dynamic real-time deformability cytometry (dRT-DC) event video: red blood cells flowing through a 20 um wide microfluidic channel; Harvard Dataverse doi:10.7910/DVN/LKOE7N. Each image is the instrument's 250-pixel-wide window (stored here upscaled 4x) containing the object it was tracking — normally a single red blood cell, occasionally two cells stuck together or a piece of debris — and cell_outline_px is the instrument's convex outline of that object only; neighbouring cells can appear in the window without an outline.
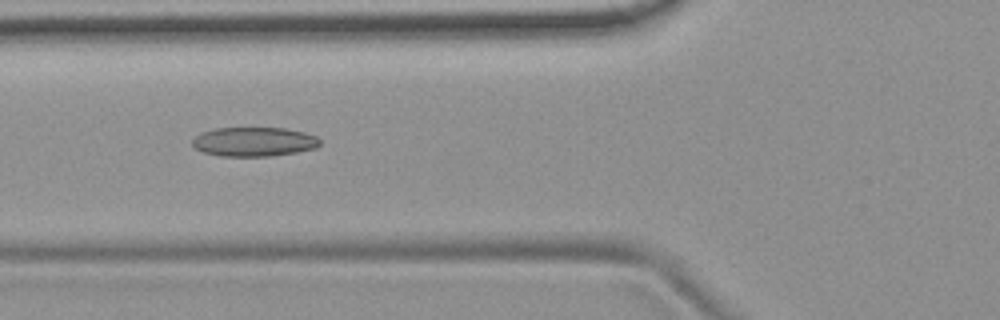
{"species": "common noctule bat (a hibernating species)", "species_latin": "Nyctalus noctula", "temperature_condition": "room temperature", "stored_images_in_passage": 53, "camera_frame_rate_fps": 3000, "um_per_image_px": 0.085, "animal": {"sex": "female", "body_mass_g": 19.9}, "frame": {"image": 1, "passage_image": 20, "time_ms": 6.333, "image_size_px": [1000, 320], "cell_outline_px": [[320, 144], [316, 148], [296, 152], [272, 156], [220, 156], [204, 152], [192, 148], [192, 140], [200, 132], [216, 128], [284, 128], [304, 132], [316, 136], [320, 140]], "centroid_in_image_um": [21.56, 12.05], "position_along_channel_um": 104.2, "area_um2": 21.85}}
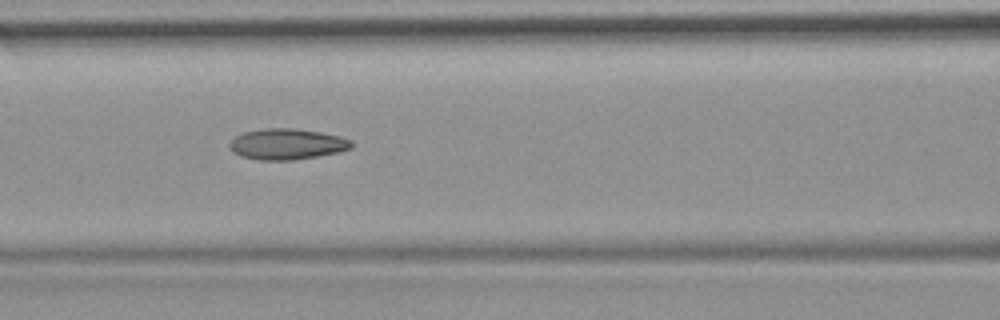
{"frame": {"image": 2, "passage_image": 23, "time_ms": 7.333, "image_size_px": [1000, 320], "cell_outline_px": [[352, 148], [336, 152], [316, 156], [292, 160], [260, 160], [240, 156], [232, 152], [228, 148], [228, 144], [236, 136], [244, 132], [264, 128], [292, 128], [320, 132], [340, 136], [352, 140]], "centroid_in_image_um": [24.35, 12.25], "position_along_channel_um": 142.2, "area_um2": 21.91}}
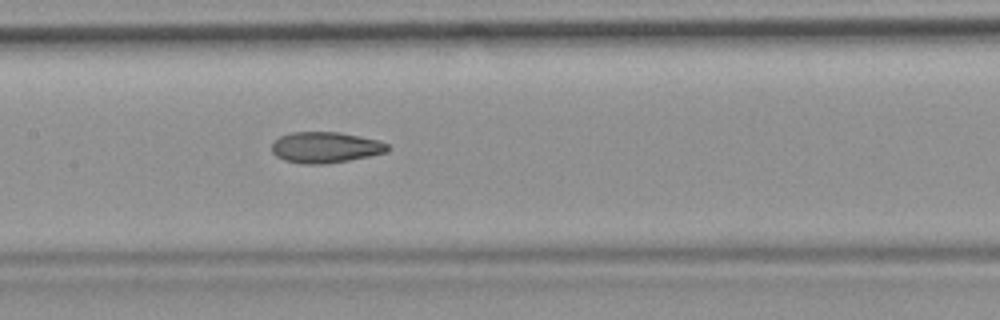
{"frame": {"image": 3, "passage_image": 26, "time_ms": 8.333, "image_size_px": [1000, 320], "cell_outline_px": [[392, 148], [388, 152], [328, 164], [300, 164], [284, 160], [276, 156], [272, 152], [272, 144], [280, 136], [292, 132], [340, 132], [380, 140], [388, 144]], "centroid_in_image_um": [27.69, 12.53], "position_along_channel_um": 179.7, "area_um2": 21.1}, "authors_computed_cell_mechanics": {"area_um2": 21.5016, "velocity_mm_per_s": 3.7526, "shape_relaxation_time_tau1_ms": null, "shape_relaxation_time_tau2_ms": 2.9947, "deformation_change_tau1": null, "deformation_change_tau2": 0.0978}}